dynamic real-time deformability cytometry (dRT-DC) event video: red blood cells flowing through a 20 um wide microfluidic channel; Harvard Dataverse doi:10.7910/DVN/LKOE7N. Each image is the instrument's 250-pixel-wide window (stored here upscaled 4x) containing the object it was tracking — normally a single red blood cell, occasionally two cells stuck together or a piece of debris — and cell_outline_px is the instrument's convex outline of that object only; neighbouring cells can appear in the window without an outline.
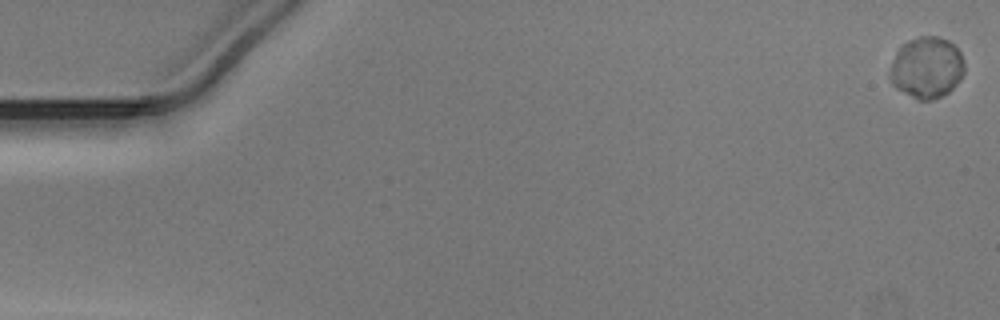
{"species": "Egyptian fruit bat (a non-hibernating species)", "species_latin": "Rousettus aegyptiacus", "temperature_condition": "warm", "stored_images_in_passage": 13, "camera_frame_rate_fps": 3000, "um_per_image_px": 0.085, "animal": {"sex": "male"}, "frame": {"image": 1, "passage_image": 1, "time_ms": 0.0, "image_size_px": [1000, 320], "cell_outline_px": [[964, 72], [960, 80], [948, 92], [932, 100], [916, 100], [896, 88], [892, 84], [888, 76], [888, 72], [896, 52], [908, 40], [920, 36], [940, 36], [948, 40], [960, 52], [964, 60]], "centroid_in_image_um": [78.75, 5.75], "position_along_channel_um": 6.2, "area_um2": 26.82}}